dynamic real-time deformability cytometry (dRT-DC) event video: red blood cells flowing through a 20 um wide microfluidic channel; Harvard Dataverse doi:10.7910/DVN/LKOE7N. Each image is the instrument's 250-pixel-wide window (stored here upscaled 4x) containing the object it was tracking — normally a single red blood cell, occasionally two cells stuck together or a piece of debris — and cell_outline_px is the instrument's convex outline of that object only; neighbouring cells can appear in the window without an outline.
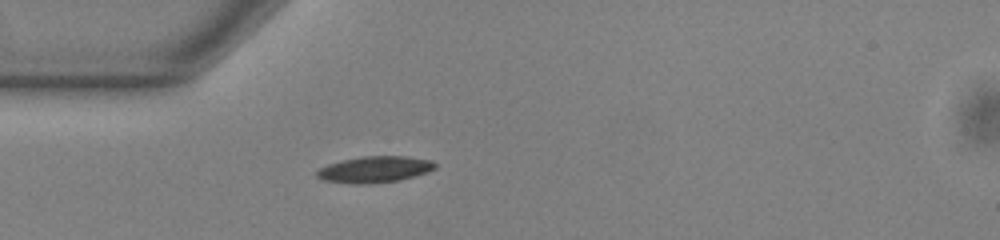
{"species": "common noctule bat (a hibernating species)", "species_latin": "Nyctalus noctula", "temperature_condition": "warm", "stored_images_in_passage": 36, "camera_frame_rate_fps": 3000, "um_per_image_px": 0.085, "animal": {"sex": "male", "body_mass_g": 13.0, "forearm_length_mm": 53.1}, "frame": {"image": 1, "passage_image": 1, "time_ms": 0.0, "image_size_px": [1000, 240], "cell_outline_px": [[436, 168], [428, 172], [400, 180], [372, 184], [352, 184], [324, 180], [316, 176], [316, 172], [320, 168], [328, 164], [344, 160], [364, 156], [408, 156], [432, 160], [436, 164]], "centroid_in_image_um": [31.88, 14.4], "position_along_channel_um": 53.1, "area_um2": 18.21}}
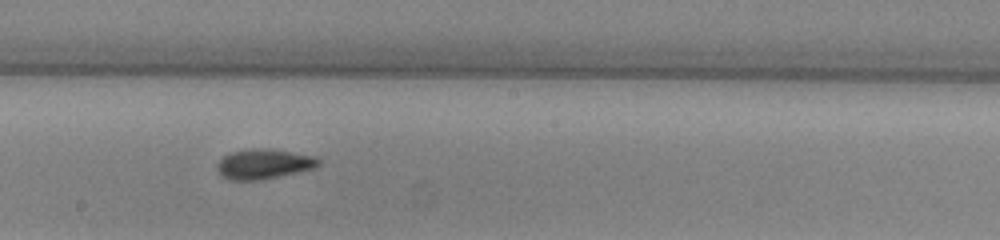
{"frame": {"image": 2, "passage_image": 15, "time_ms": 4.667, "image_size_px": [1000, 240], "cell_outline_px": [[320, 164], [316, 168], [264, 180], [228, 180], [220, 176], [216, 172], [216, 164], [228, 152], [252, 148], [268, 148], [316, 156], [320, 160]], "centroid_in_image_um": [22.4, 13.95], "position_along_channel_um": 225.8, "area_um2": 18.21}}
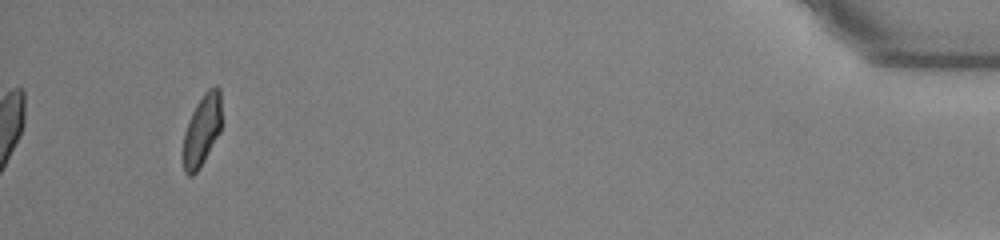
{"frame": {"image": 3, "passage_image": 36, "time_ms": 11.667, "image_size_px": [1000, 240], "cell_outline_px": [[220, 132], [200, 168], [192, 176], [188, 176], [184, 172], [184, 132], [192, 112], [196, 104], [204, 92], [208, 88], [216, 84], [220, 88]], "centroid_in_image_um": [17.17, 11.05], "position_along_channel_um": 418.0, "area_um2": 15.84}, "authors_computed_cell_mechanics": {"area_um2": 17.2533, "velocity_mm_per_s": 3.8589, "shape_relaxation_time_tau1_ms": 3.7444, "shape_relaxation_time_tau2_ms": 2.5765, "deformation_change_tau1": 0.1313, "deformation_change_tau2": 0.0915}}